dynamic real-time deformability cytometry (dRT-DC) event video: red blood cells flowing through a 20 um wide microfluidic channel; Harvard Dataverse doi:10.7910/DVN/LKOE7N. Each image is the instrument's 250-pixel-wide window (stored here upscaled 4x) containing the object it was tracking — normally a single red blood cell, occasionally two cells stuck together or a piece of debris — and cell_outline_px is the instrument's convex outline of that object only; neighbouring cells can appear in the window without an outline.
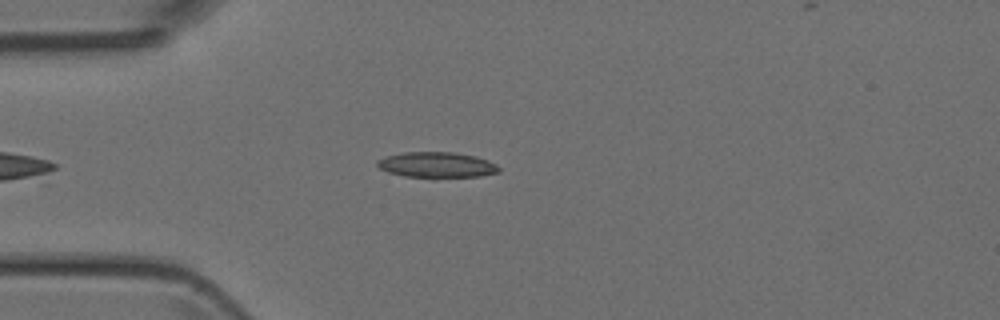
{"species": "Egyptian fruit bat (a non-hibernating species)", "species_latin": "Rousettus aegyptiacus", "temperature_condition": "room temperature", "stored_images_in_passage": 4, "camera_frame_rate_fps": 3000, "um_per_image_px": 0.085, "animal": {"sex": "female"}, "frame": {"image": 1, "passage_image": 4, "time_ms": 3.333, "image_size_px": [1000, 320], "cell_outline_px": [[500, 172], [480, 176], [432, 180], [404, 176], [388, 172], [380, 168], [376, 164], [376, 160], [388, 156], [404, 152], [452, 152], [476, 156], [488, 160], [496, 164], [500, 168]], "centroid_in_image_um": [37.15, 14.05], "position_along_channel_um": 47.9, "area_um2": 18.84}}